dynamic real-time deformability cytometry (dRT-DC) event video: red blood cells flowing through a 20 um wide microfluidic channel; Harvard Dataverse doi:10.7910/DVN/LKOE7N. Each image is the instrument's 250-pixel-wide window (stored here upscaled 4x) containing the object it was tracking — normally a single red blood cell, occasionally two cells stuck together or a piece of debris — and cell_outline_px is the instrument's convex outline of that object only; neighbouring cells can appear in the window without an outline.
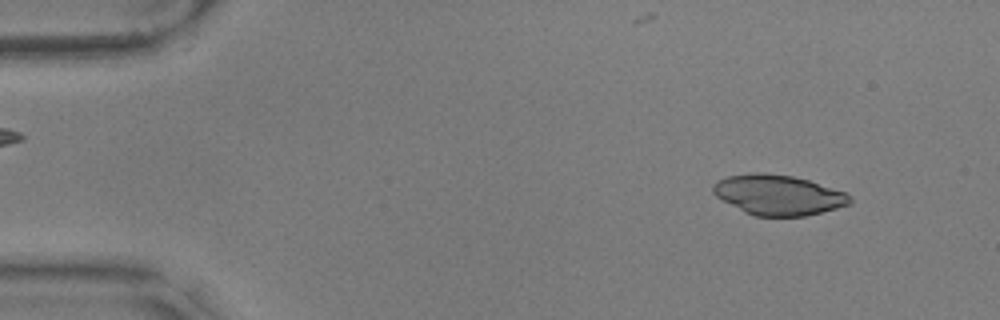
{"species": "common noctule bat (a hibernating species)", "species_latin": "Nyctalus noctula", "temperature_condition": "warm", "stored_images_in_passage": 55, "camera_frame_rate_fps": 3000, "um_per_image_px": 0.085, "animal": {"sex": "male", "body_mass_g": 17.9, "forearm_length_mm": 54.2}, "frame": {"image": 1, "passage_image": 5, "time_ms": 1.333, "image_size_px": [1000, 320], "cell_outline_px": [[852, 204], [804, 216], [756, 216], [744, 212], [716, 196], [712, 192], [712, 184], [716, 180], [728, 176], [748, 172], [764, 172], [792, 176], [808, 180], [844, 192], [852, 196]], "centroid_in_image_um": [66.12, 16.55], "position_along_channel_um": 18.9, "area_um2": 32.08}}